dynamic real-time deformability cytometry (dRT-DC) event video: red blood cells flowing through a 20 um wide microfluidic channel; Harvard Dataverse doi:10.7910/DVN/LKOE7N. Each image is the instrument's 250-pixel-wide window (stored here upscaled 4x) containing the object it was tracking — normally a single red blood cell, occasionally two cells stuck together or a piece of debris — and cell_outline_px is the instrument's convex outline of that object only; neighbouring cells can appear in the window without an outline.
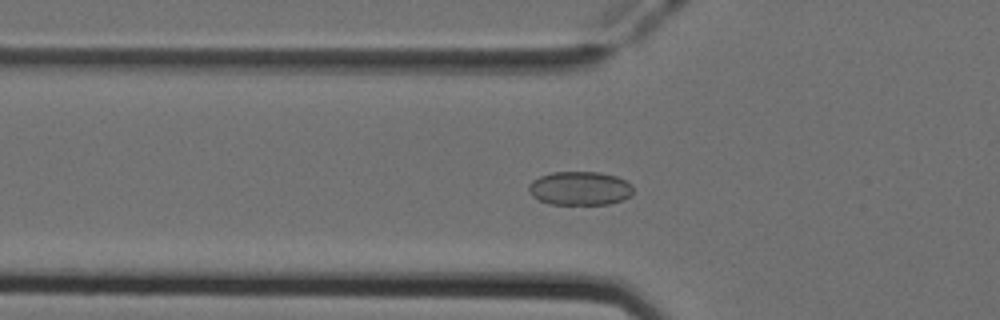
{"species": "Egyptian fruit bat (a non-hibernating species)", "species_latin": "Rousettus aegyptiacus", "temperature_condition": "cold", "stored_images_in_passage": 50, "segment_of_instrument_passage": [1, 2], "camera_frame_rate_fps": 3000, "um_per_image_px": 0.085, "animal": {"sex": "female"}, "frame": {"image": 1, "passage_image": 15, "time_ms": 4.667, "image_size_px": [1000, 320], "cell_outline_px": [[632, 192], [624, 200], [608, 204], [552, 204], [540, 200], [532, 196], [528, 192], [528, 184], [532, 180], [540, 176], [552, 172], [600, 172], [616, 176], [628, 180], [632, 184]], "centroid_in_image_um": [49.29, 16.0], "position_along_channel_um": 76.5, "area_um2": 20.69}}
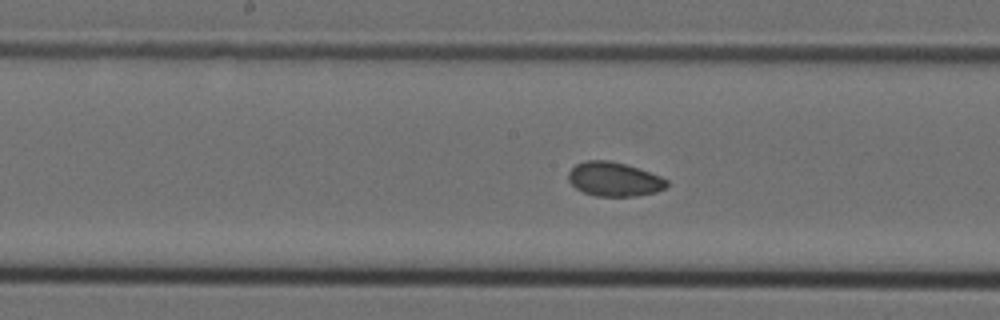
{"frame": {"image": 2, "passage_image": 24, "time_ms": 7.667, "image_size_px": [1000, 320], "cell_outline_px": [[668, 184], [664, 188], [656, 192], [636, 196], [596, 196], [584, 192], [576, 188], [568, 180], [568, 172], [576, 164], [588, 160], [608, 160], [624, 164], [660, 176], [668, 180]], "centroid_in_image_um": [52.18, 15.24], "position_along_channel_um": 196.0, "area_um2": 19.36}}
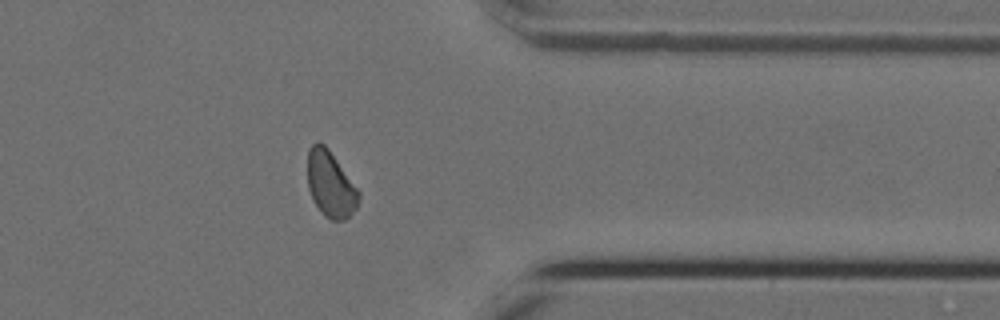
{"frame": {"image": 3, "passage_image": 39, "time_ms": 12.667, "image_size_px": [1000, 320], "cell_outline_px": [[360, 196], [356, 208], [344, 220], [332, 220], [324, 216], [312, 200], [308, 188], [308, 152], [312, 144], [320, 140], [328, 148], [360, 192]], "centroid_in_image_um": [28.08, 15.66], "position_along_channel_um": 383.3, "area_um2": 19.59}}